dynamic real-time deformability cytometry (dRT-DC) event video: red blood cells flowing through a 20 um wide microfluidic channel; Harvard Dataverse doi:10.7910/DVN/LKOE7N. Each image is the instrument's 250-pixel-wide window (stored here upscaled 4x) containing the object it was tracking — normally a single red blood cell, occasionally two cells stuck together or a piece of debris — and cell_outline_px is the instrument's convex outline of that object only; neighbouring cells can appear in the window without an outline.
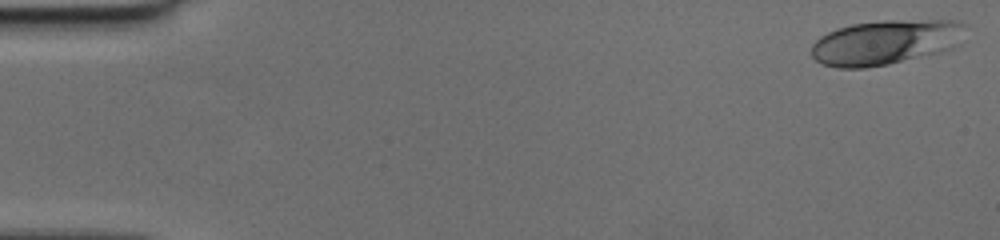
{"species": "human", "species_latin": "Homo sapiens", "temperature_condition": "cold", "stored_images_in_passage": 49, "camera_frame_rate_fps": 3000, "um_per_image_px": 0.085, "donor": {"sex": "female"}, "frame": {"image": 1, "passage_image": 1, "time_ms": 0.0, "image_size_px": [1000, 240], "cell_outline_px": [[968, 24], [952, 48], [940, 52], [888, 64], [864, 68], [840, 68], [824, 64], [816, 60], [812, 56], [812, 44], [820, 36], [836, 28], [852, 24], [884, 20], [956, 20]], "centroid_in_image_um": [75.24, 3.58], "position_along_channel_um": 9.8, "area_um2": 40.0}}
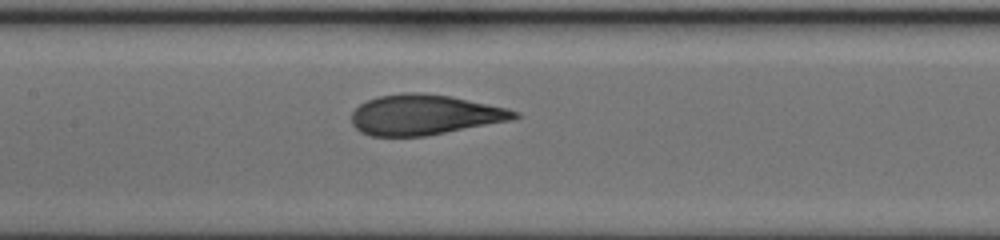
{"frame": {"image": 2, "passage_image": 24, "time_ms": 7.667, "image_size_px": [1000, 240], "cell_outline_px": [[520, 116], [512, 120], [424, 136], [372, 136], [360, 132], [352, 124], [352, 112], [360, 104], [376, 96], [404, 92], [420, 92], [452, 96], [508, 108], [520, 112]], "centroid_in_image_um": [36.09, 9.74], "position_along_channel_um": 171.3, "area_um2": 38.32}}
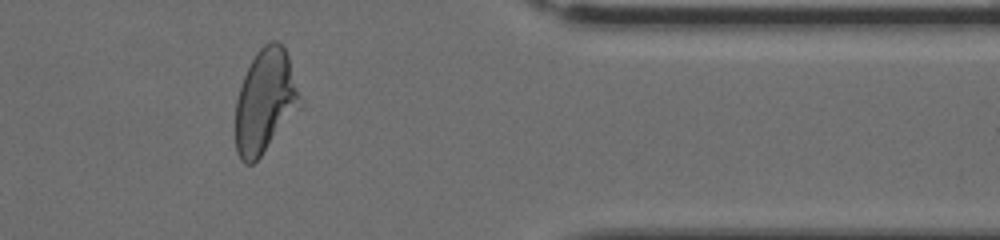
{"frame": {"image": 3, "passage_image": 41, "time_ms": 13.333, "image_size_px": [1000, 240], "cell_outline_px": [[304, 104], [260, 156], [252, 164], [244, 164], [240, 160], [236, 152], [236, 100], [244, 76], [256, 52], [264, 44], [272, 40], [276, 40], [284, 48], [288, 56]], "centroid_in_image_um": [22.56, 8.61], "position_along_channel_um": 388.8, "area_um2": 38.96}}